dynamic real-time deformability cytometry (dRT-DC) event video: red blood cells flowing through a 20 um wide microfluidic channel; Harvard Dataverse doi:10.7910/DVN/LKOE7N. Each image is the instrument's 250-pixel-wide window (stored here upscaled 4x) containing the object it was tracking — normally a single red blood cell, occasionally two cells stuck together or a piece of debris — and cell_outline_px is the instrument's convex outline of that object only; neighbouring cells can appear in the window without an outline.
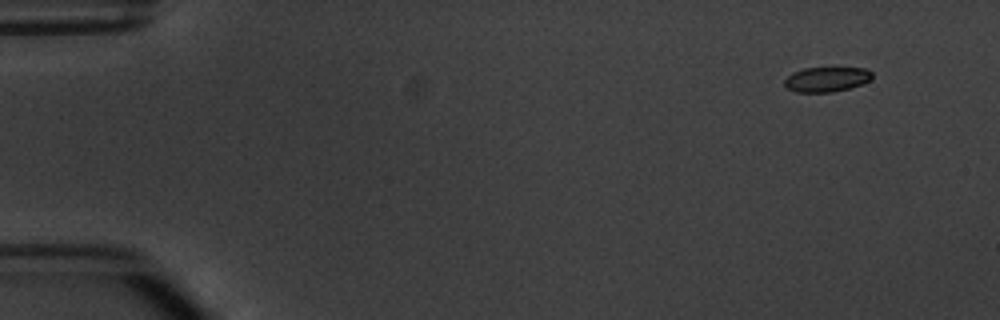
{"species": "common noctule bat (a hibernating species)", "species_latin": "Nyctalus noctula", "temperature_condition": "warm", "stored_images_in_passage": 6, "camera_frame_rate_fps": 3000, "um_per_image_px": 0.085, "animal": {"sex": "male", "body_mass_g": 20.1, "forearm_length_mm": 53.5}, "frame": {"image": 1, "passage_image": 1, "time_ms": 0.0, "image_size_px": [1000, 320], "cell_outline_px": [[872, 80], [848, 88], [832, 92], [796, 92], [788, 88], [784, 84], [784, 80], [792, 72], [804, 68], [868, 68], [872, 72]], "centroid_in_image_um": [70.27, 6.73], "position_along_channel_um": 14.7, "area_um2": 12.66}}
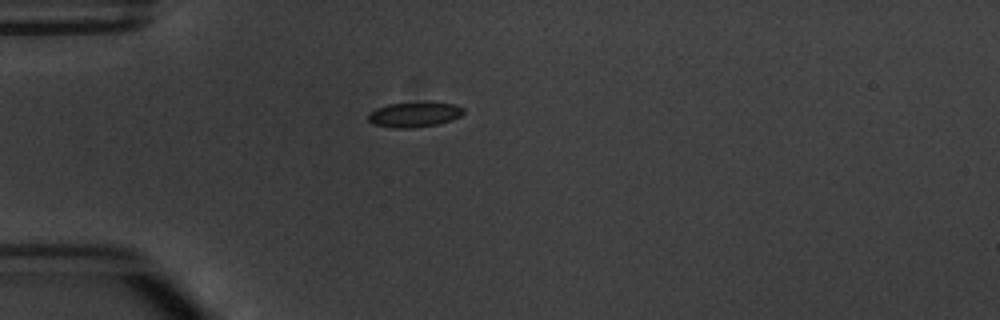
{"frame": {"image": 2, "passage_image": 4, "time_ms": 3.667, "image_size_px": [1000, 320], "cell_outline_px": [[464, 112], [460, 116], [452, 120], [436, 124], [412, 128], [392, 128], [372, 124], [368, 120], [368, 116], [376, 108], [388, 104], [456, 104], [464, 108]], "centroid_in_image_um": [35.2, 9.77], "position_along_channel_um": 49.8, "area_um2": 13.41}}